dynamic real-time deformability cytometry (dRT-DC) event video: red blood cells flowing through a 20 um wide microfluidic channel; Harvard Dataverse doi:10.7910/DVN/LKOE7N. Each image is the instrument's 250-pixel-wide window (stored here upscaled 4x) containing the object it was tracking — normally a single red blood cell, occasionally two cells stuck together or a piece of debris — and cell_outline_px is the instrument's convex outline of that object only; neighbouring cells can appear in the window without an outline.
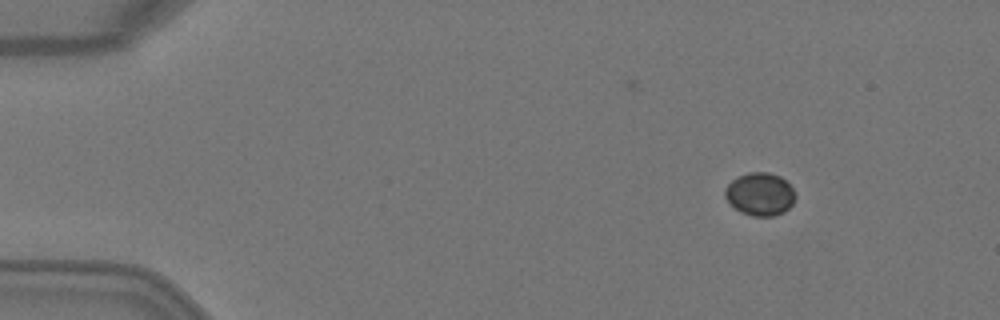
{"species": "Egyptian fruit bat (a non-hibernating species)", "species_latin": "Rousettus aegyptiacus", "temperature_condition": "warm", "stored_images_in_passage": 5, "camera_frame_rate_fps": 3000, "um_per_image_px": 0.085, "animal": {"sex": "female"}, "frame": {"image": 1, "passage_image": 1, "time_ms": 0.0, "image_size_px": [1000, 320], "cell_outline_px": [[796, 196], [792, 204], [784, 212], [776, 216], [752, 216], [740, 212], [724, 196], [724, 188], [736, 176], [748, 172], [768, 172], [780, 176], [792, 188]], "centroid_in_image_um": [64.59, 16.49], "position_along_channel_um": 20.4, "area_um2": 17.63}}
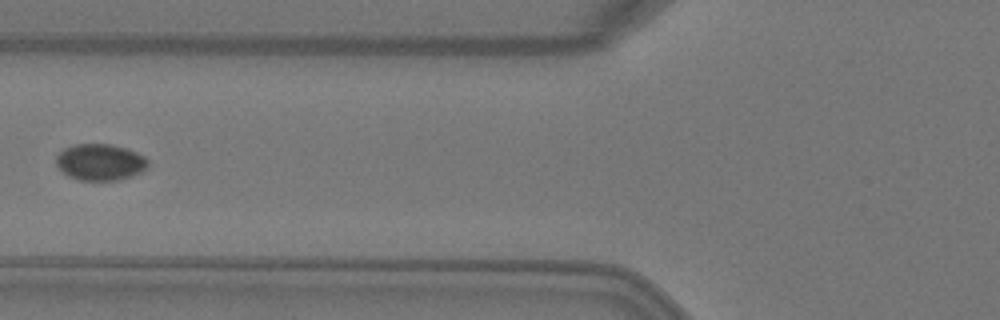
{"frame": {"image": 2, "passage_image": 4, "time_ms": 1.0, "image_size_px": [1000, 320], "cell_outline_px": [[148, 168], [132, 176], [116, 180], [80, 180], [68, 176], [56, 164], [56, 156], [64, 148], [76, 144], [112, 144], [128, 148], [144, 156], [148, 160]], "centroid_in_image_um": [8.54, 13.77], "position_along_channel_um": 117.3, "area_um2": 19.54}}
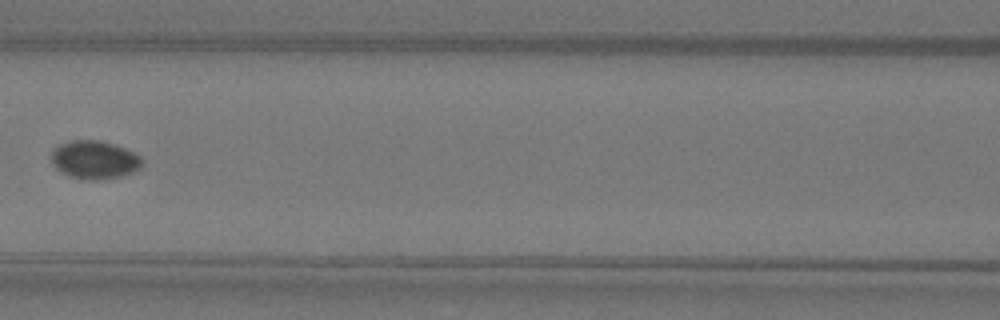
{"frame": {"image": 3, "passage_image": 5, "time_ms": 1.333, "image_size_px": [1000, 320], "cell_outline_px": [[140, 168], [132, 172], [120, 176], [100, 180], [88, 180], [68, 176], [56, 168], [52, 164], [52, 152], [60, 144], [72, 140], [100, 140], [124, 148], [140, 156]], "centroid_in_image_um": [8.0, 13.59], "position_along_channel_um": 158.6, "area_um2": 19.94}}